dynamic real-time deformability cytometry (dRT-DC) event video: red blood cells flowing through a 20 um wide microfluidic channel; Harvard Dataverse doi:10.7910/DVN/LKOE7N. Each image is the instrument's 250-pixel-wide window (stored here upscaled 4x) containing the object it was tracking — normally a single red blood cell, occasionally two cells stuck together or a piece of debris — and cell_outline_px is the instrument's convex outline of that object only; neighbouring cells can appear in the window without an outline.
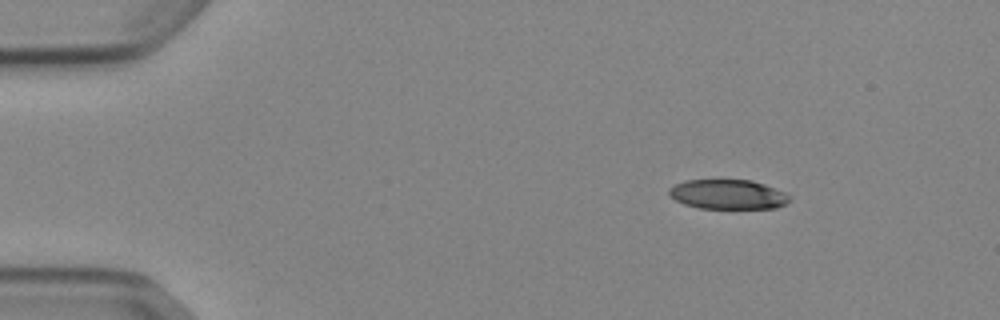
{"species": "Egyptian fruit bat (a non-hibernating species)", "species_latin": "Rousettus aegyptiacus", "temperature_condition": "cold", "stored_images_in_passage": 46, "camera_frame_rate_fps": 3000, "um_per_image_px": 0.085, "animal": {"sex": "female"}, "frame": {"image": 1, "passage_image": 1, "time_ms": 0.0, "image_size_px": [1000, 320], "cell_outline_px": [[792, 200], [776, 208], [700, 208], [684, 204], [668, 196], [668, 188], [684, 180], [752, 180], [764, 184], [784, 192]], "centroid_in_image_um": [61.84, 16.52], "position_along_channel_um": 23.2, "area_um2": 20.75}}
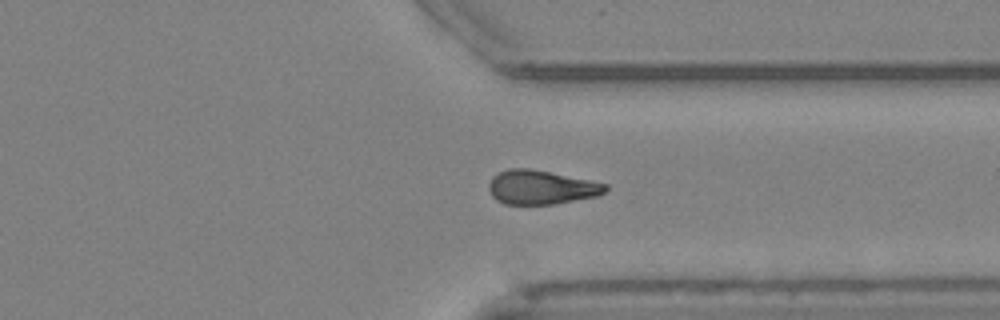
{"frame": {"image": 2, "passage_image": 34, "time_ms": 11.0, "image_size_px": [1000, 320], "cell_outline_px": [[608, 188], [604, 192], [596, 196], [552, 204], [504, 204], [496, 200], [492, 196], [488, 188], [488, 184], [492, 176], [508, 168], [528, 168], [608, 184]], "centroid_in_image_um": [45.94, 15.92], "position_along_channel_um": 365.5, "area_um2": 22.89}}
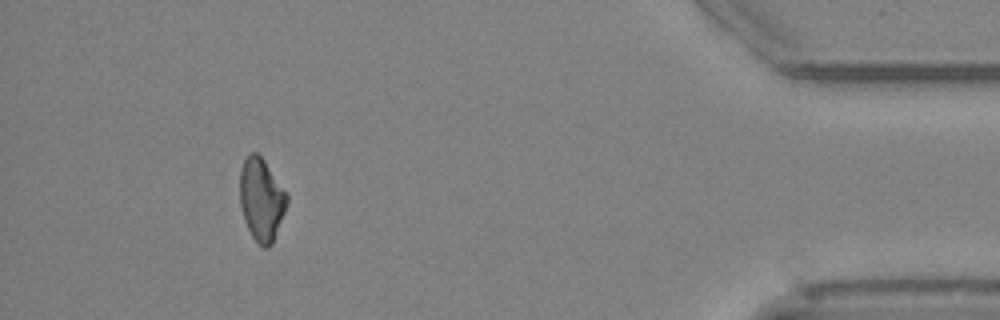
{"frame": {"image": 3, "passage_image": 42, "time_ms": 13.667, "image_size_px": [1000, 320], "cell_outline_px": [[288, 204], [272, 244], [268, 248], [264, 248], [252, 236], [244, 220], [240, 204], [240, 168], [248, 152], [256, 152], [264, 160], [288, 196]], "centroid_in_image_um": [22.21, 16.95], "position_along_channel_um": 413.0, "area_um2": 22.54}, "authors_computed_cell_mechanics": {"area_um2": 23.2934, "velocity_mm_per_s": 3.896, "shape_relaxation_time_tau1_ms": 8.0527, "shape_relaxation_time_tau2_ms": null, "deformation_change_tau1": 0.1811, "deformation_change_tau2": null}}